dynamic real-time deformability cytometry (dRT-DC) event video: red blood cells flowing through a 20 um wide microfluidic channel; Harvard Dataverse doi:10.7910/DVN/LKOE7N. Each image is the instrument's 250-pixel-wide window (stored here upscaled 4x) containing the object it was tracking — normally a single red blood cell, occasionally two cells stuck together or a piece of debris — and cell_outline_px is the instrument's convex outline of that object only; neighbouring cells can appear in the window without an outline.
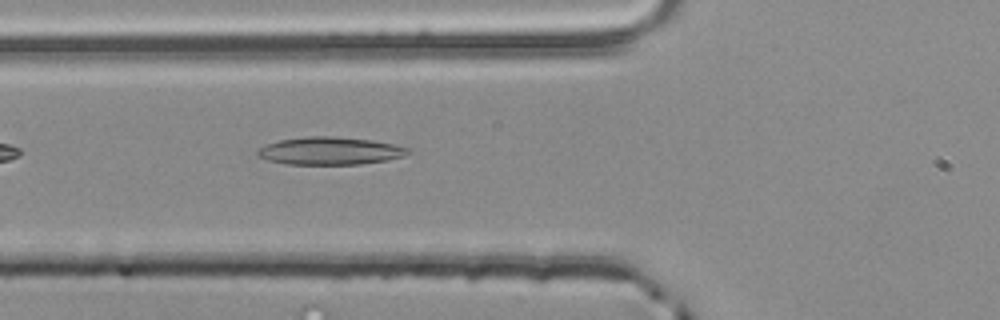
{"species": "common noctule bat (a hibernating species)", "species_latin": "Nyctalus noctula", "temperature_condition": "room temperature", "stored_images_in_passage": 4, "segment_of_instrument_passage": [2, 2], "camera_frame_rate_fps": 3000, "um_per_image_px": 0.085, "animal": {"sex": "male", "body_mass_g": 20.4}, "frame": {"image": 1, "passage_image": 4, "time_ms": 1.0, "image_size_px": [1000, 320], "cell_outline_px": [[412, 152], [404, 156], [388, 160], [360, 164], [284, 164], [268, 160], [256, 156], [256, 148], [280, 140], [304, 136], [332, 136], [372, 140], [392, 144], [408, 148]], "centroid_in_image_um": [28.02, 12.82], "position_along_channel_um": 97.8, "area_um2": 24.39}}